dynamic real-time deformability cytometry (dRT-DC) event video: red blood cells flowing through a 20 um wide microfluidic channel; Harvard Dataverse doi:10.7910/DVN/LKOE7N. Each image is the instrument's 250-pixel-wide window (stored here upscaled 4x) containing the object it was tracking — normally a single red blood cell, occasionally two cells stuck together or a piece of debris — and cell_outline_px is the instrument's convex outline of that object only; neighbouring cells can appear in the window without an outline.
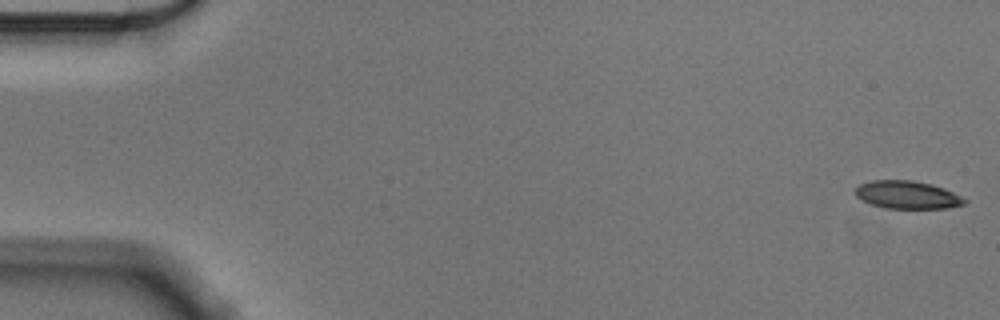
{"species": "Egyptian fruit bat (a non-hibernating species)", "species_latin": "Rousettus aegyptiacus", "temperature_condition": "cold", "stored_images_in_passage": 56, "camera_frame_rate_fps": 3000, "um_per_image_px": 0.085, "animal": {"sex": "male"}, "frame": {"image": 1, "passage_image": 1, "time_ms": 0.0, "image_size_px": [1000, 320], "cell_outline_px": [[968, 200], [964, 204], [948, 208], [884, 208], [860, 200], [856, 196], [856, 188], [860, 184], [872, 180], [912, 180], [932, 184], [944, 188]], "centroid_in_image_um": [77.11, 16.56], "position_along_channel_um": 7.9, "area_um2": 17.69}}
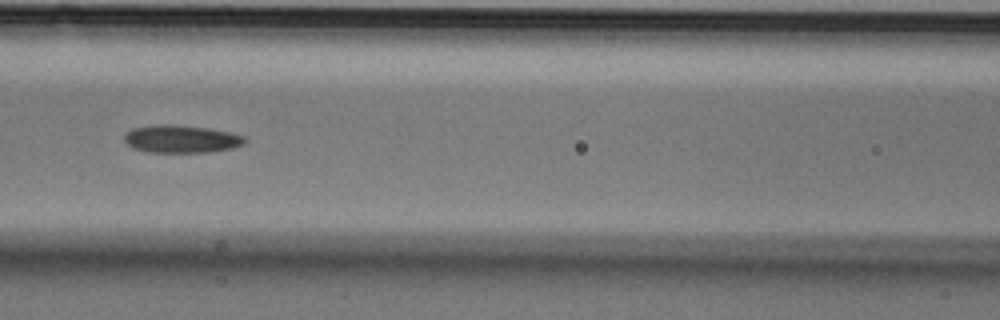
{"frame": {"image": 2, "passage_image": 25, "time_ms": 8.0, "image_size_px": [1000, 320], "cell_outline_px": [[248, 140], [244, 144], [232, 148], [208, 152], [148, 152], [132, 148], [124, 140], [124, 132], [132, 128], [156, 124], [172, 124], [208, 128], [228, 132], [244, 136]], "centroid_in_image_um": [15.38, 11.81], "position_along_channel_um": 151.2, "area_um2": 19.59}}
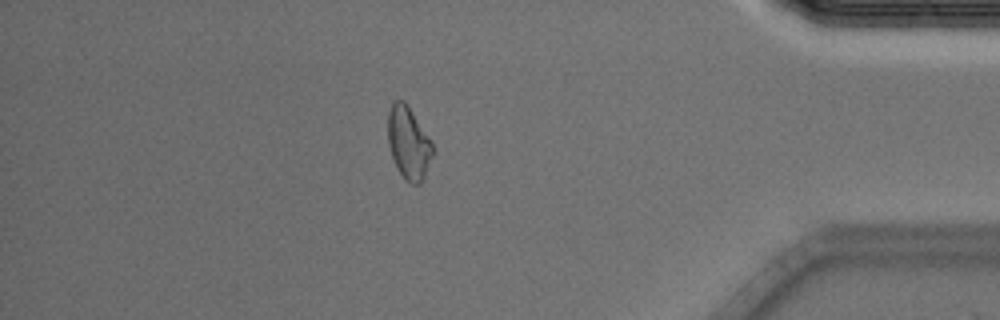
{"frame": {"image": 3, "passage_image": 49, "time_ms": 16.0, "image_size_px": [1000, 320], "cell_outline_px": [[432, 156], [424, 180], [420, 184], [412, 184], [404, 180], [396, 168], [388, 144], [388, 112], [392, 104], [396, 100], [404, 100], [408, 104], [432, 140]], "centroid_in_image_um": [34.73, 12.16], "position_along_channel_um": 400.5, "area_um2": 19.25}, "authors_computed_cell_mechanics": {"area_um2": 19.0162, "velocity_mm_per_s": 3.5478, "shape_relaxation_time_tau1_ms": 11.3209, "shape_relaxation_time_tau2_ms": 11.2222, "deformation_change_tau1": 0.1993, "deformation_change_tau2": 0.1951}}